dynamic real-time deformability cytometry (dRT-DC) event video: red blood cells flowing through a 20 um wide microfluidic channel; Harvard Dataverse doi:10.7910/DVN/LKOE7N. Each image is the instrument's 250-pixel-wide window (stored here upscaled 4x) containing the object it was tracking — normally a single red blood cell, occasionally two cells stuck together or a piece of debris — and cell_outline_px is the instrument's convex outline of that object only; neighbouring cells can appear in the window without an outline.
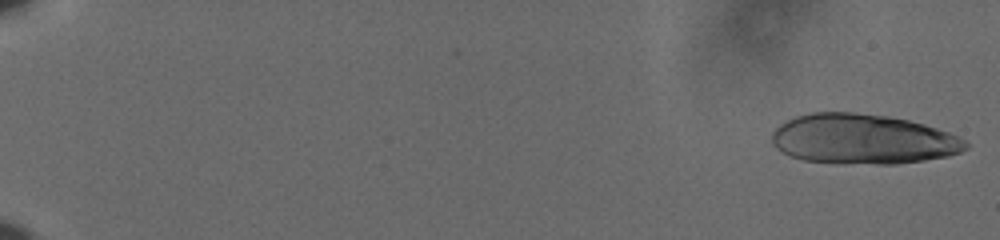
{"species": "human", "species_latin": "Homo sapiens", "temperature_condition": "cold", "stored_images_in_passage": 22, "camera_frame_rate_fps": 3000, "um_per_image_px": 0.085, "donor": {"sex": "male"}, "frame": {"image": 1, "passage_image": 1, "time_ms": 0.0, "image_size_px": [1000, 240], "cell_outline_px": [[968, 148], [960, 152], [948, 156], [924, 160], [896, 164], [836, 164], [804, 160], [788, 156], [776, 148], [772, 144], [772, 132], [780, 124], [796, 116], [812, 112], [856, 112], [888, 116], [908, 120], [924, 124], [948, 132], [964, 140], [968, 144]], "centroid_in_image_um": [73.31, 11.84], "position_along_channel_um": 11.7, "area_um2": 56.82}}
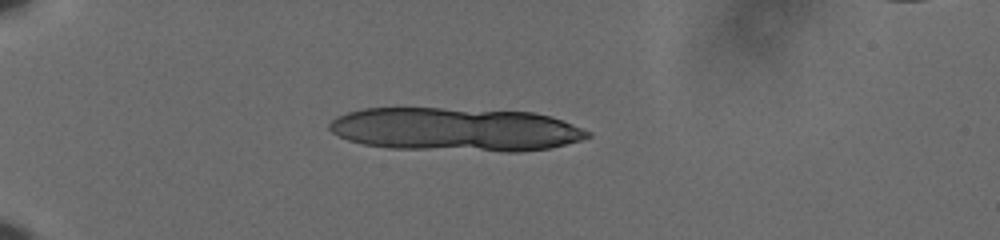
{"frame": {"image": 2, "passage_image": 17, "time_ms": 5.333, "image_size_px": [1000, 240], "cell_outline_px": [[592, 136], [580, 140], [548, 148], [520, 152], [504, 152], [388, 148], [364, 144], [348, 140], [332, 132], [328, 128], [328, 124], [336, 116], [348, 112], [364, 108], [440, 108], [532, 112], [552, 116], [592, 132]], "centroid_in_image_um": [38.72, 11.01], "position_along_channel_um": 46.3, "area_um2": 65.83}}